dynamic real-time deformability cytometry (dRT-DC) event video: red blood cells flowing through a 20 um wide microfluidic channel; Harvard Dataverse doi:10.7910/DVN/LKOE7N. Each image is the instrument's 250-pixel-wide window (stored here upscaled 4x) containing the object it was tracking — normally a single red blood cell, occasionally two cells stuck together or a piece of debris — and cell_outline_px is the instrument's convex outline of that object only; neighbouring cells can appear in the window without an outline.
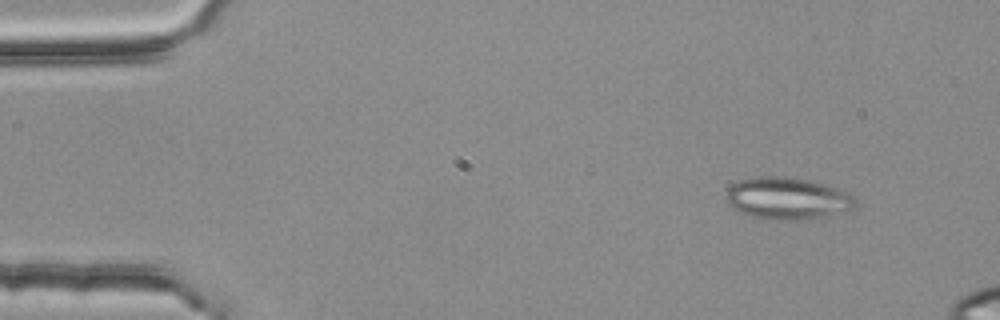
{"species": "common noctule bat (a hibernating species)", "species_latin": "Nyctalus noctula", "temperature_condition": "room temperature", "stored_images_in_passage": 3, "camera_frame_rate_fps": 3000, "um_per_image_px": 0.085, "animal": {"sex": "female", "body_mass_g": 25.1}, "frame": {"image": 1, "passage_image": 1, "time_ms": 0.0, "image_size_px": [1000, 320], "cell_outline_px": [[856, 204], [852, 208], [804, 220], [764, 220], [740, 212], [732, 208], [724, 200], [728, 188], [732, 184], [740, 180], [756, 176], [776, 176], [804, 180], [820, 184], [848, 192], [856, 196]], "centroid_in_image_um": [66.83, 16.87], "position_along_channel_um": 18.2, "area_um2": 31.33}}